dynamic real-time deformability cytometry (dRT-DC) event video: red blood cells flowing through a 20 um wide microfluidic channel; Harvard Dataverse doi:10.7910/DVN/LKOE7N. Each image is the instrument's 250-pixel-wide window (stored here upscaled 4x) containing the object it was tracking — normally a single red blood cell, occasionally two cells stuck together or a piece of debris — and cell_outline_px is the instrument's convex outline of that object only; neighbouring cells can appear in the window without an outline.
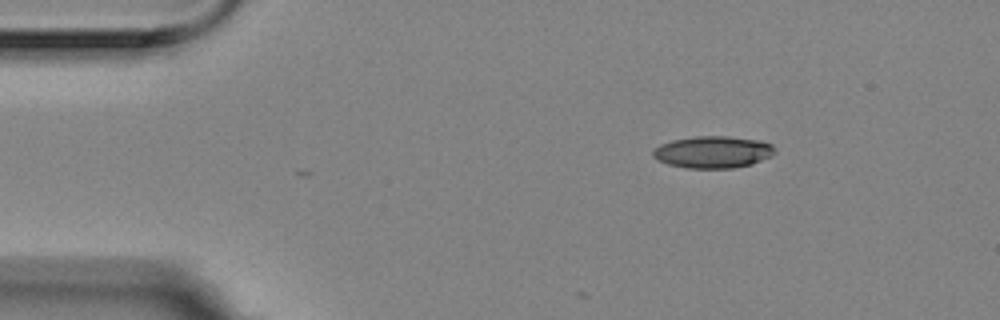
{"species": "Egyptian fruit bat (a non-hibernating species)", "species_latin": "Rousettus aegyptiacus", "temperature_condition": "room temperature", "stored_images_in_passage": 7, "camera_frame_rate_fps": 3000, "um_per_image_px": 0.085, "animal": {"sex": "female"}, "frame": {"image": 1, "passage_image": 1, "time_ms": 0.0, "image_size_px": [1000, 320], "cell_outline_px": [[776, 152], [772, 156], [752, 164], [732, 168], [684, 168], [668, 164], [656, 160], [652, 156], [652, 152], [660, 144], [672, 140], [696, 136], [728, 136], [760, 140], [772, 144], [776, 148]], "centroid_in_image_um": [60.62, 12.92], "position_along_channel_um": 24.4, "area_um2": 22.95}}